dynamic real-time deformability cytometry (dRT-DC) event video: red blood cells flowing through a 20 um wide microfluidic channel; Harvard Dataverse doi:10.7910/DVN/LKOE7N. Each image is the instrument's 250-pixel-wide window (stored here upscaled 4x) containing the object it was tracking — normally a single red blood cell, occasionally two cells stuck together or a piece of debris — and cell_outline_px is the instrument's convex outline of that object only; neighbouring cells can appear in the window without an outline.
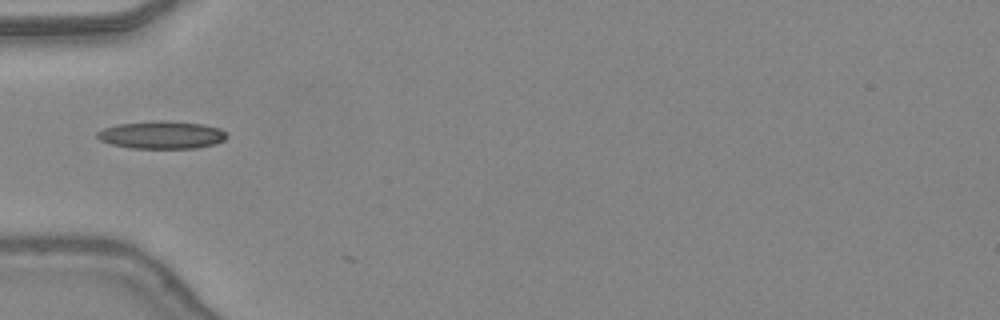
{"species": "common noctule bat (a hibernating species)", "species_latin": "Nyctalus noctula", "temperature_condition": "warm", "stored_images_in_passage": 3, "camera_frame_rate_fps": 3000, "um_per_image_px": 0.085, "animal": {"sex": "female", "body_mass_g": 24.6, "forearm_length_mm": 56.2}, "frame": {"image": 1, "passage_image": 2, "time_ms": 0.333, "image_size_px": [1000, 320], "cell_outline_px": [[228, 136], [224, 140], [216, 144], [196, 148], [128, 148], [112, 144], [100, 140], [96, 136], [96, 132], [104, 128], [116, 124], [156, 120], [164, 120], [204, 124], [220, 128]], "centroid_in_image_um": [13.74, 11.46], "position_along_channel_um": 71.3, "area_um2": 21.1}}